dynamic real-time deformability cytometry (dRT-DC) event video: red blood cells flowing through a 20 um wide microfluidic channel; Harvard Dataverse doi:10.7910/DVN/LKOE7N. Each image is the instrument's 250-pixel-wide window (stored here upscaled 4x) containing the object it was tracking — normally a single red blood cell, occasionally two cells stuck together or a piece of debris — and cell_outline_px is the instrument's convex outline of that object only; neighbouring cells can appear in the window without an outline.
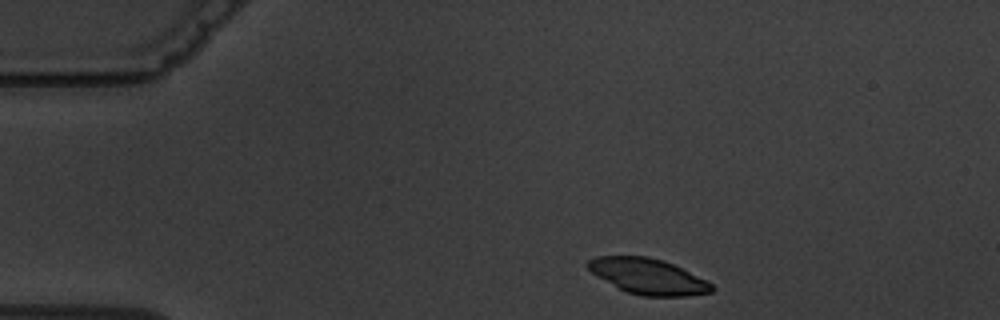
{"species": "common noctule bat (a hibernating species)", "species_latin": "Nyctalus noctula", "temperature_condition": "warm", "stored_images_in_passage": 3, "camera_frame_rate_fps": 3000, "um_per_image_px": 0.085, "animal": {"sex": "male", "body_mass_g": 19.5, "forearm_length_mm": 54.6}, "frame": {"image": 1, "passage_image": 1, "time_ms": 0.0, "image_size_px": [1000, 320], "cell_outline_px": [[716, 288], [712, 292], [684, 296], [640, 296], [628, 292], [596, 276], [584, 264], [588, 260], [596, 256], [648, 256], [672, 264], [712, 284]], "centroid_in_image_um": [55.04, 23.49], "position_along_channel_um": 30.0, "area_um2": 25.32}}